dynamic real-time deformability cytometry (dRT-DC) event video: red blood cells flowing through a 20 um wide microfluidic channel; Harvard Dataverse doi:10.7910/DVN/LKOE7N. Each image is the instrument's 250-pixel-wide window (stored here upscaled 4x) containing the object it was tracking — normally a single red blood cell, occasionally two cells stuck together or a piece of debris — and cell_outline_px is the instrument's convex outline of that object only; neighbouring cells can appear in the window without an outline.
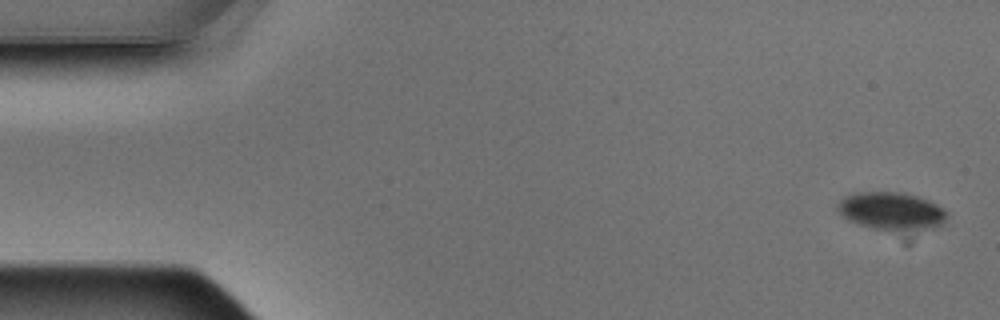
{"species": "Egyptian fruit bat (a non-hibernating species)", "species_latin": "Rousettus aegyptiacus", "temperature_condition": "warm", "stored_images_in_passage": 5, "camera_frame_rate_fps": 3000, "um_per_image_px": 0.085, "animal": {"sex": "male"}, "frame": {"image": 1, "passage_image": 1, "time_ms": 0.0, "image_size_px": [1000, 320], "cell_outline_px": [[948, 212], [944, 220], [940, 224], [924, 228], [888, 232], [872, 228], [860, 224], [844, 216], [836, 208], [836, 204], [844, 196], [852, 192], [896, 192], [916, 196], [928, 200], [936, 204]], "centroid_in_image_um": [75.72, 17.93], "position_along_channel_um": 9.3, "area_um2": 23.76}}
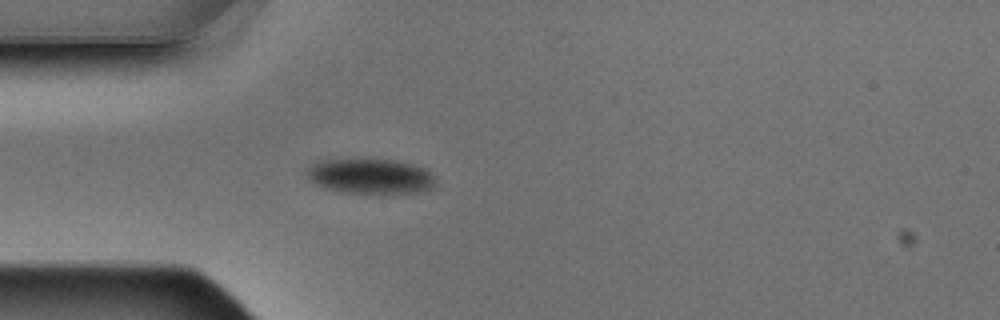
{"frame": {"image": 2, "passage_image": 5, "time_ms": 1.333, "image_size_px": [1000, 320], "cell_outline_px": [[436, 184], [432, 188], [424, 192], [392, 196], [380, 196], [344, 192], [328, 188], [316, 184], [308, 176], [304, 168], [316, 160], [396, 160], [412, 164], [424, 168], [436, 180]], "centroid_in_image_um": [31.53, 15.04], "position_along_channel_um": 53.5, "area_um2": 27.22}}